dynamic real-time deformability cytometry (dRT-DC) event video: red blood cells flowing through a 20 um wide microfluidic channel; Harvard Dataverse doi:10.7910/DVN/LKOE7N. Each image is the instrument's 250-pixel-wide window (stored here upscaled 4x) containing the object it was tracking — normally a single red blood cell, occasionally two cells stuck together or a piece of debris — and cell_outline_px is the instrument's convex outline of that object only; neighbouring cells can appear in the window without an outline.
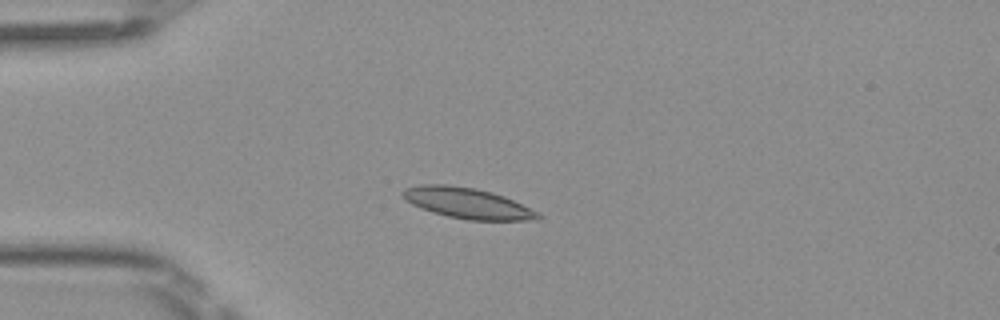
{"species": "Egyptian fruit bat (a non-hibernating species)", "species_latin": "Rousettus aegyptiacus", "temperature_condition": "room temperature", "stored_images_in_passage": 6, "camera_frame_rate_fps": 3000, "um_per_image_px": 0.085, "frame": {"image": 1, "passage_image": 4, "time_ms": 1.0, "image_size_px": [1000, 320], "cell_outline_px": [[544, 216], [540, 220], [468, 220], [448, 216], [432, 212], [420, 208], [404, 200], [400, 192], [404, 188], [420, 184], [448, 184], [476, 188], [492, 192], [504, 196], [540, 212]], "centroid_in_image_um": [39.73, 17.26], "position_along_channel_um": 45.3, "area_um2": 24.57}}
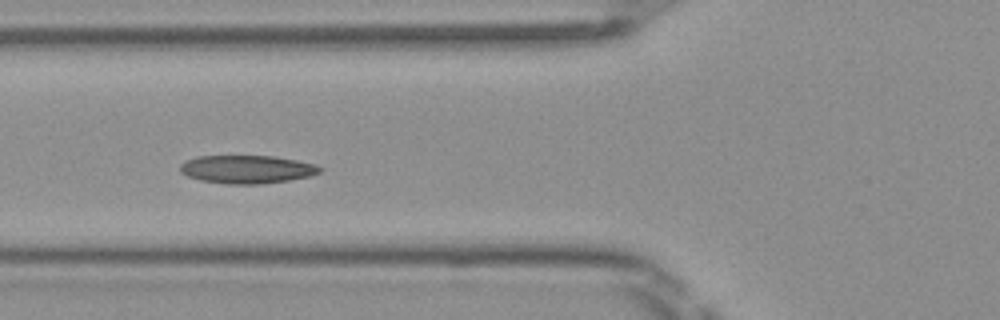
{"frame": {"image": 2, "passage_image": 6, "time_ms": 1.667, "image_size_px": [1000, 320], "cell_outline_px": [[324, 168], [320, 172], [312, 176], [288, 180], [260, 184], [228, 184], [200, 180], [188, 176], [180, 172], [180, 164], [184, 160], [196, 156], [272, 156], [296, 160], [316, 164]], "centroid_in_image_um": [20.99, 14.39], "position_along_channel_um": 104.8, "area_um2": 23.06}}